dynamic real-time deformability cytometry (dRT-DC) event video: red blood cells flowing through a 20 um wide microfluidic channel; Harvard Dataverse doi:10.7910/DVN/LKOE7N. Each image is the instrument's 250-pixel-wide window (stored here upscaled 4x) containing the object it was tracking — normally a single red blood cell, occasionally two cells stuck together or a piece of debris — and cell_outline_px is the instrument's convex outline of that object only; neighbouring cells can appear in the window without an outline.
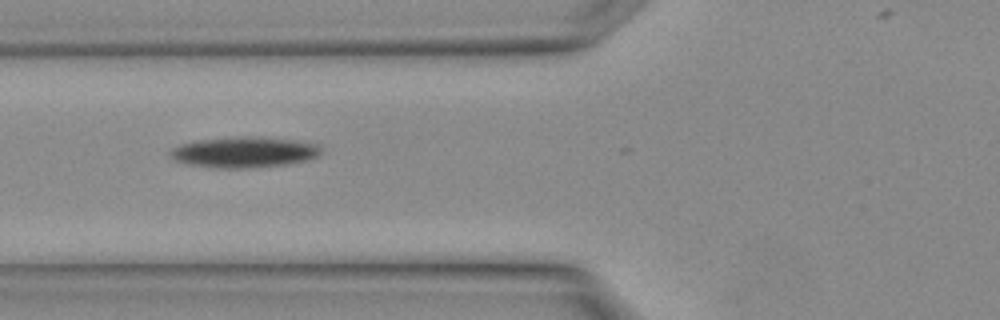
{"species": "Egyptian fruit bat (a non-hibernating species)", "species_latin": "Rousettus aegyptiacus", "temperature_condition": "warm", "stored_images_in_passage": 2, "camera_frame_rate_fps": 3000, "um_per_image_px": 0.085, "animal": {"sex": "female"}, "frame": {"image": 1, "passage_image": 2, "time_ms": 0.333, "image_size_px": [1000, 320], "cell_outline_px": [[324, 148], [316, 156], [304, 160], [288, 164], [252, 168], [212, 168], [188, 164], [172, 160], [168, 152], [172, 148], [184, 144], [200, 140], [236, 136], [260, 136], [300, 140], [320, 144]], "centroid_in_image_um": [20.78, 12.93], "position_along_channel_um": 105.0, "area_um2": 27.46}}